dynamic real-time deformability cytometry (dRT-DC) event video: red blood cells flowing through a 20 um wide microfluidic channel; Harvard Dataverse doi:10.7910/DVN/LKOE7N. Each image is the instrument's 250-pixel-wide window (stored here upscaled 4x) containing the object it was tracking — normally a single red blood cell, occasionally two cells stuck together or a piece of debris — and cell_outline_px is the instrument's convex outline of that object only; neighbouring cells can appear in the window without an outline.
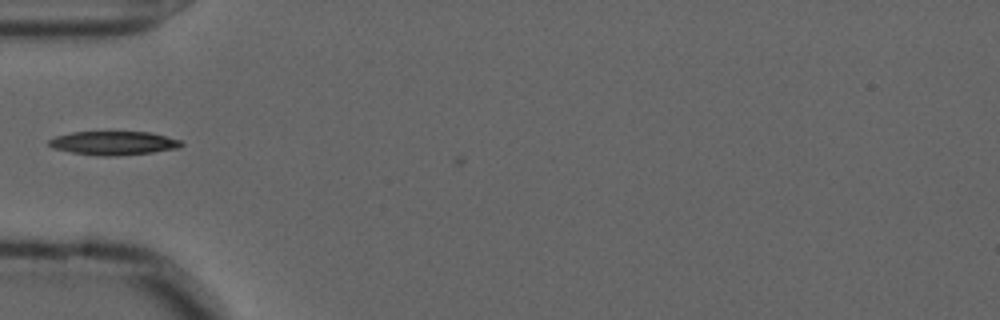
{"species": "common noctule bat (a hibernating species)", "species_latin": "Nyctalus noctula", "temperature_condition": "cold", "stored_images_in_passage": 2, "camera_frame_rate_fps": 3000, "um_per_image_px": 0.085, "animal": {"sex": "male", "forearm_length_mm": 52.5}, "frame": {"image": 1, "passage_image": 1, "time_ms": 0.0, "image_size_px": [1000, 320], "cell_outline_px": [[184, 144], [176, 148], [152, 152], [116, 156], [96, 156], [72, 152], [52, 148], [48, 144], [48, 140], [56, 136], [72, 132], [152, 132], [180, 140]], "centroid_in_image_um": [9.63, 12.16], "position_along_channel_um": 75.4, "area_um2": 18.26}}